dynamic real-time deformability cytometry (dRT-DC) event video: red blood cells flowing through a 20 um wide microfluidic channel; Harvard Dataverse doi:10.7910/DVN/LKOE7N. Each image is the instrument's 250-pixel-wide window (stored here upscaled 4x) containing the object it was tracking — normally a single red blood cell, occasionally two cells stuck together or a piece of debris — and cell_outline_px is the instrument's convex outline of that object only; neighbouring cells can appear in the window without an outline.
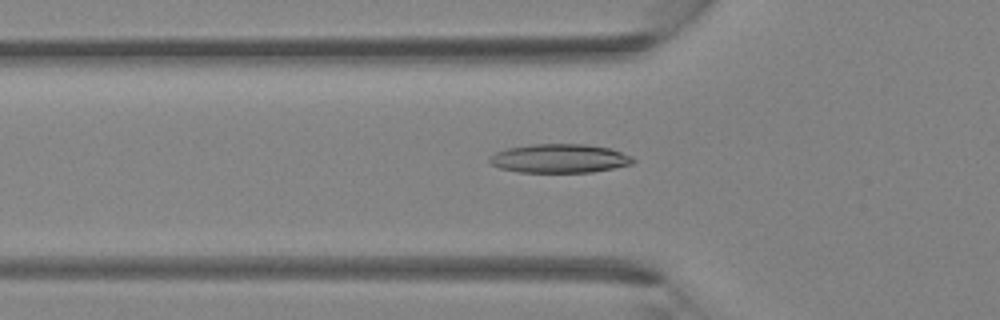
{"species": "Egyptian fruit bat (a non-hibernating species)", "species_latin": "Rousettus aegyptiacus", "temperature_condition": "room temperature", "stored_images_in_passage": 41, "camera_frame_rate_fps": 3000, "um_per_image_px": 0.085, "animal": {"sex": "female"}, "frame": {"image": 1, "passage_image": 14, "time_ms": 4.333, "image_size_px": [1000, 320], "cell_outline_px": [[636, 160], [632, 164], [592, 172], [520, 172], [500, 168], [492, 164], [488, 160], [496, 152], [508, 148], [532, 144], [584, 144], [608, 148], [632, 156]], "centroid_in_image_um": [47.57, 13.47], "position_along_channel_um": 78.2, "area_um2": 23.87}}
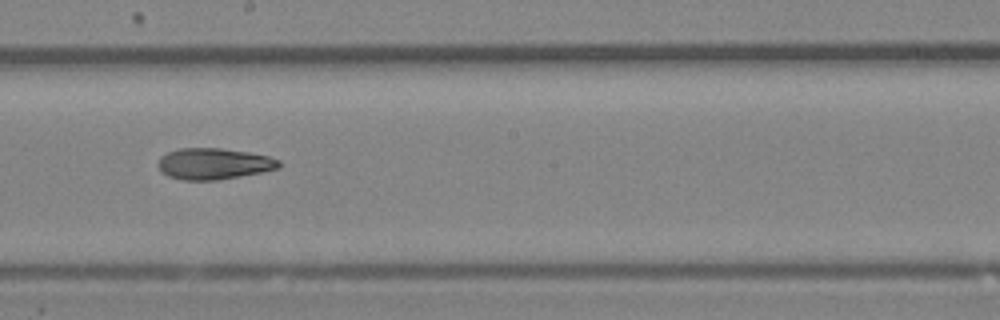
{"frame": {"image": 2, "passage_image": 23, "time_ms": 7.333, "image_size_px": [1000, 320], "cell_outline_px": [[280, 168], [240, 176], [216, 180], [184, 180], [168, 176], [160, 172], [156, 164], [160, 156], [168, 152], [180, 148], [220, 148], [248, 152], [268, 156], [280, 160]], "centroid_in_image_um": [18.13, 13.92], "position_along_channel_um": 230.1, "area_um2": 22.08}}
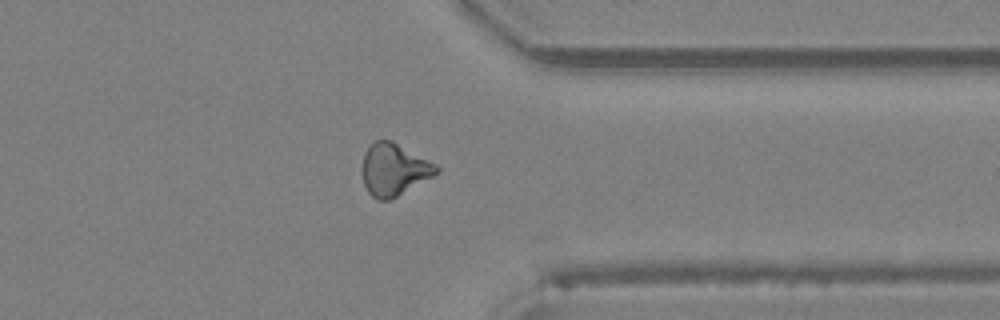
{"frame": {"image": 3, "passage_image": 32, "time_ms": 10.333, "image_size_px": [1000, 320], "cell_outline_px": [[440, 172], [396, 196], [388, 200], [376, 200], [368, 192], [364, 184], [360, 172], [360, 168], [364, 152], [376, 140], [392, 140], [436, 164], [440, 168]], "centroid_in_image_um": [33.45, 14.4], "position_along_channel_um": 378.0, "area_um2": 22.6}}